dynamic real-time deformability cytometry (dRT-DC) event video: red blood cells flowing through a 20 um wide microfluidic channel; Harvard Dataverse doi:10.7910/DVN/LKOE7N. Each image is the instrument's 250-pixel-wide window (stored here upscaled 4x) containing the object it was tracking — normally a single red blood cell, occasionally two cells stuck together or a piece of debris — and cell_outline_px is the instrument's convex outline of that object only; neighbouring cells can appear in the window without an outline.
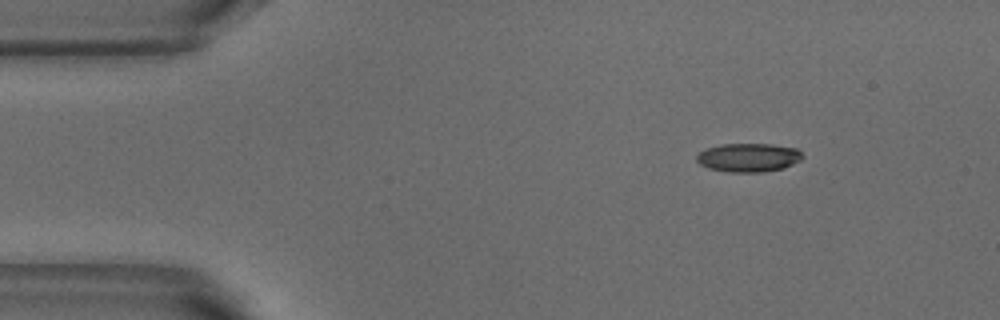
{"species": "common noctule bat (a hibernating species)", "species_latin": "Nyctalus noctula", "temperature_condition": "warm", "stored_images_in_passage": 3, "camera_frame_rate_fps": 3000, "um_per_image_px": 0.085, "animal": {"sex": "male", "body_mass_g": 18.8}, "frame": {"image": 1, "passage_image": 1, "time_ms": 0.0, "image_size_px": [1000, 320], "cell_outline_px": [[804, 156], [800, 160], [784, 168], [760, 172], [732, 172], [708, 168], [700, 164], [696, 160], [696, 156], [700, 152], [708, 148], [720, 144], [772, 144], [796, 148]], "centroid_in_image_um": [63.62, 13.38], "position_along_channel_um": 21.4, "area_um2": 17.57}}